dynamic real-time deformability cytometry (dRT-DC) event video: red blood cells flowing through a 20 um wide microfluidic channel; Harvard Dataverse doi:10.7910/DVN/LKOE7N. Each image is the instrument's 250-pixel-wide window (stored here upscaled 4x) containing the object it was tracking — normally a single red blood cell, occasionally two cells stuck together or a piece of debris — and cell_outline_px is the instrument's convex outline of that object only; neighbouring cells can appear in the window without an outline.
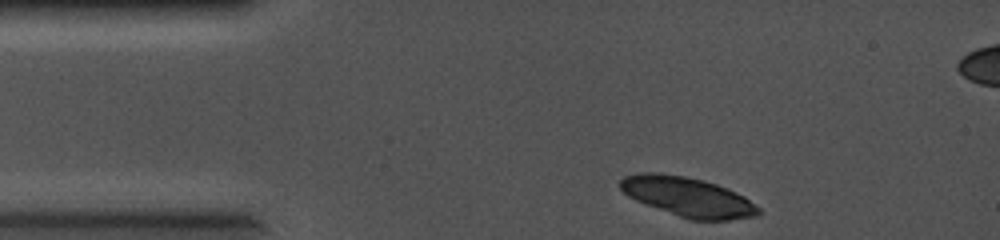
{"species": "common noctule bat (a hibernating species)", "species_latin": "Nyctalus noctula", "temperature_condition": "cold", "stored_images_in_passage": 5, "camera_frame_rate_fps": 5000, "um_per_image_px": 0.085, "animal": {"sex": "female", "body_mass_g": 19.0, "forearm_length_mm": 56.7}, "frame": {"image": 1, "passage_image": 1, "time_ms": 0.0, "image_size_px": [1000, 240], "cell_outline_px": [[760, 216], [728, 220], [688, 220], [636, 200], [628, 196], [620, 188], [620, 180], [624, 176], [640, 172], [656, 172], [684, 176], [704, 180], [728, 188], [744, 196], [760, 208]], "centroid_in_image_um": [58.48, 16.73], "position_along_channel_um": 26.5, "area_um2": 31.91}}